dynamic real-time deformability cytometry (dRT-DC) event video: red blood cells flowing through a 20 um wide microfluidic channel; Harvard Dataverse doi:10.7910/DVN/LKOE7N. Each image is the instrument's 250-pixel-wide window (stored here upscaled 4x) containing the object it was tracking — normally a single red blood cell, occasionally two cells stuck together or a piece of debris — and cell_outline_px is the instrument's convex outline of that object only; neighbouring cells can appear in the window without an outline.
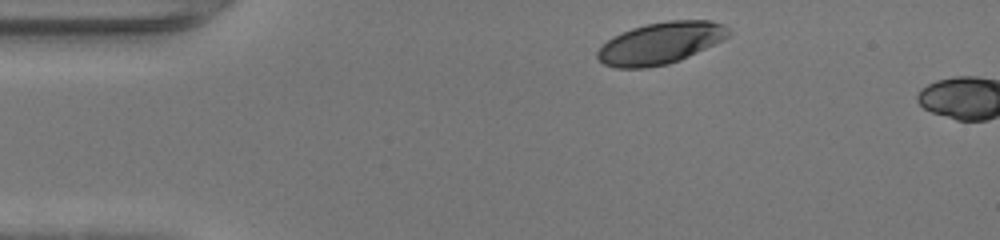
{"species": "human", "species_latin": "Homo sapiens", "temperature_condition": "warm", "stored_images_in_passage": 3, "camera_frame_rate_fps": 3000, "um_per_image_px": 0.085, "donor": {"sex": "female"}, "frame": {"image": 1, "passage_image": 1, "time_ms": 0.0, "image_size_px": [1000, 240], "cell_outline_px": [[732, 32], [728, 36], [680, 60], [668, 64], [648, 68], [616, 68], [604, 64], [596, 56], [596, 52], [612, 36], [632, 28], [648, 24], [668, 20], [712, 20], [724, 24]], "centroid_in_image_um": [56.13, 3.66], "position_along_channel_um": 28.9, "area_um2": 31.67}}